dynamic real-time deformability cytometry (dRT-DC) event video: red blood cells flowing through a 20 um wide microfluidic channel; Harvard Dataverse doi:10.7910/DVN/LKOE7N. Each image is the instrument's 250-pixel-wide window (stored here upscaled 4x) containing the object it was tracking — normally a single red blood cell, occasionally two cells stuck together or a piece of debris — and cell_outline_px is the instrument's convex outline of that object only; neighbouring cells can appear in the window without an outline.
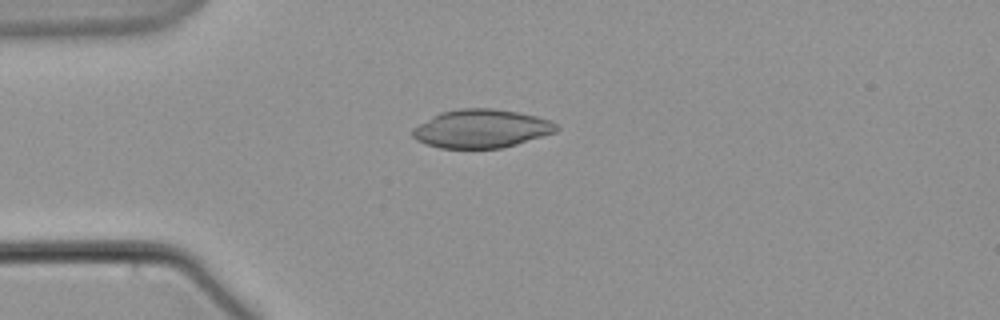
{"species": "common noctule bat (a hibernating species)", "species_latin": "Nyctalus noctula", "temperature_condition": "warm", "stored_images_in_passage": 24, "segment_of_instrument_passage": [1, 2], "camera_frame_rate_fps": 3000, "um_per_image_px": 0.085, "animal": {"sex": "male", "body_mass_g": 21.5, "forearm_length_mm": 52.0}, "frame": {"image": 1, "passage_image": 4, "time_ms": 1.0, "image_size_px": [1000, 320], "cell_outline_px": [[560, 128], [556, 132], [504, 148], [440, 148], [424, 144], [416, 140], [412, 136], [412, 128], [432, 116], [440, 112], [460, 108], [492, 108], [516, 112], [536, 116], [548, 120], [556, 124]], "centroid_in_image_um": [40.89, 10.94], "position_along_channel_um": 44.1, "area_um2": 32.31}}
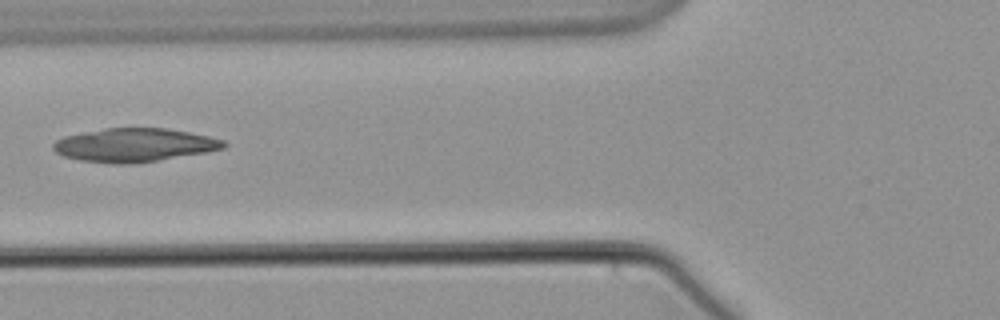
{"frame": {"image": 2, "passage_image": 12, "time_ms": 3.667, "image_size_px": [1000, 320], "cell_outline_px": [[228, 144], [224, 148], [208, 152], [132, 164], [112, 164], [80, 160], [64, 156], [56, 152], [52, 148], [52, 144], [56, 140], [64, 136], [104, 128], [164, 128], [188, 132], [208, 136], [224, 140]], "centroid_in_image_um": [11.41, 12.33], "position_along_channel_um": 114.4, "area_um2": 33.29}}